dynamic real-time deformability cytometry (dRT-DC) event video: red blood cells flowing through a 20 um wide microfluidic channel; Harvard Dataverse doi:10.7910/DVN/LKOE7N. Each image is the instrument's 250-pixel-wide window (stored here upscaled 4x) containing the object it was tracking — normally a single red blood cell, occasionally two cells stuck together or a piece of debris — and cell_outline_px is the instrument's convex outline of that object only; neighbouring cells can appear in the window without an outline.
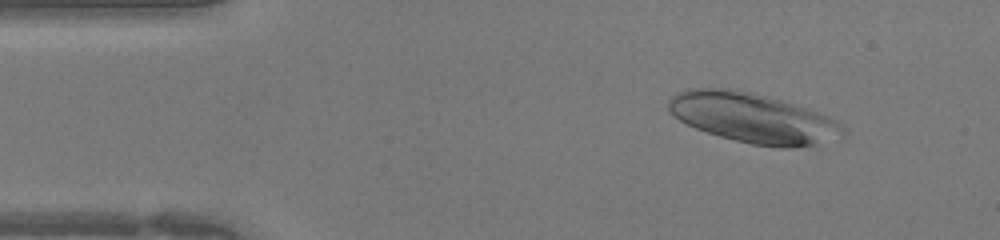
{"species": "human", "species_latin": "Homo sapiens", "temperature_condition": "warm", "stored_images_in_passage": 37, "camera_frame_rate_fps": 3000, "um_per_image_px": 0.085, "donor": {"sex": "female"}, "frame": {"image": 1, "passage_image": 6, "time_ms": 1.667, "image_size_px": [1000, 240], "cell_outline_px": [[848, 132], [844, 136], [816, 144], [792, 148], [780, 148], [752, 144], [720, 136], [696, 128], [672, 116], [668, 108], [668, 100], [676, 92], [688, 88], [736, 88], [752, 92], [808, 108], [828, 116], [836, 120]], "centroid_in_image_um": [64.0, 10.01], "position_along_channel_um": 21.0, "area_um2": 50.86}}
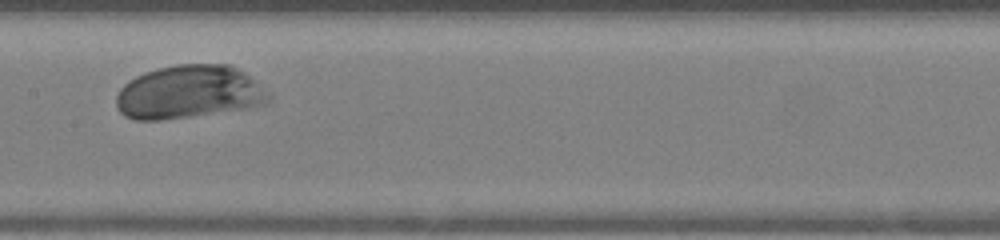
{"frame": {"image": 2, "passage_image": 24, "time_ms": 7.667, "image_size_px": [1000, 240], "cell_outline_px": [[272, 100], [264, 104], [244, 108], [160, 120], [136, 120], [124, 116], [116, 108], [116, 96], [120, 88], [128, 80], [144, 72], [176, 64], [228, 64], [236, 68], [248, 76], [272, 96]], "centroid_in_image_um": [16.0, 7.82], "position_along_channel_um": 191.4, "area_um2": 46.88}}
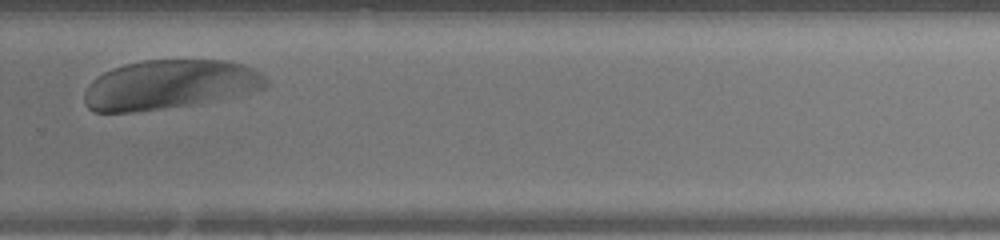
{"frame": {"image": 3, "passage_image": 33, "time_ms": 10.667, "image_size_px": [1000, 240], "cell_outline_px": [[268, 84], [264, 88], [252, 92], [192, 104], [164, 108], [132, 112], [92, 112], [84, 104], [84, 92], [88, 84], [96, 76], [112, 68], [124, 64], [144, 60], [224, 60], [244, 64], [260, 72], [268, 80]], "centroid_in_image_um": [14.38, 7.18], "position_along_channel_um": 315.4, "area_um2": 52.19}}